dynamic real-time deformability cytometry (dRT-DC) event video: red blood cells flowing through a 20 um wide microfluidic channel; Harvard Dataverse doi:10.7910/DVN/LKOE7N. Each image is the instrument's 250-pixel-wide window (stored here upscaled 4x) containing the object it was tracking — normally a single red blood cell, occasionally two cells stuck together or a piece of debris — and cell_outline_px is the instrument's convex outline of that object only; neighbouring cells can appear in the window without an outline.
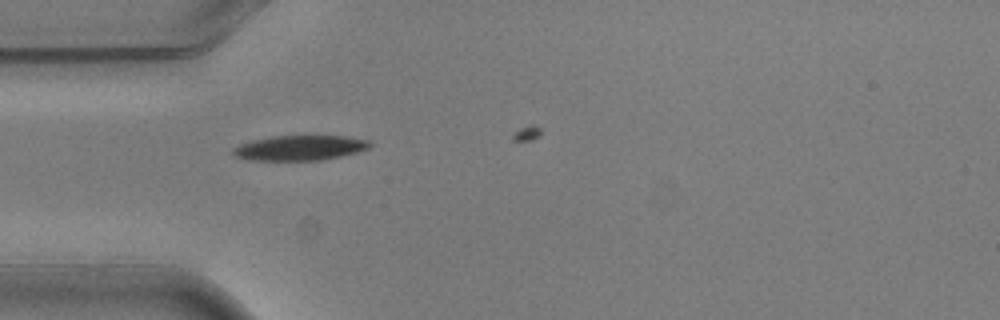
{"species": "common noctule bat (a hibernating species)", "species_latin": "Nyctalus noctula", "temperature_condition": "warm", "stored_images_in_passage": 6, "camera_frame_rate_fps": 3000, "um_per_image_px": 0.085, "animal": {"sex": "male", "body_mass_g": 20.5, "forearm_length_mm": 52.5}, "frame": {"image": 1, "passage_image": 5, "time_ms": 1.333, "image_size_px": [1000, 320], "cell_outline_px": [[372, 144], [368, 148], [356, 152], [324, 160], [248, 160], [236, 156], [232, 152], [232, 148], [240, 144], [252, 140], [272, 136], [344, 136], [368, 140]], "centroid_in_image_um": [25.46, 12.57], "position_along_channel_um": 59.5, "area_um2": 19.83}}